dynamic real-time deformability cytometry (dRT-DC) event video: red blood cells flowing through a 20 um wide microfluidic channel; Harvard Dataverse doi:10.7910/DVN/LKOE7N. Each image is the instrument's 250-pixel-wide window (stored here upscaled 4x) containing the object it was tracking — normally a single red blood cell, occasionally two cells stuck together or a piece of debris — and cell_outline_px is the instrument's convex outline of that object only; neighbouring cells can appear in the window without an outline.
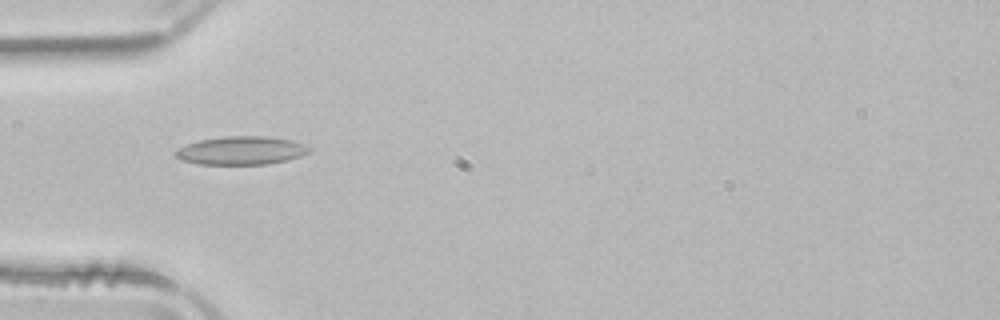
{"species": "common noctule bat (a hibernating species)", "species_latin": "Nyctalus noctula", "temperature_condition": "room temperature", "stored_images_in_passage": 45, "camera_frame_rate_fps": 3000, "um_per_image_px": 0.085, "animal": {"sex": "male", "body_mass_g": 21.5, "forearm_length_mm": 52.0}, "frame": {"image": 1, "passage_image": 10, "time_ms": 3.0, "image_size_px": [1000, 320], "cell_outline_px": [[312, 148], [308, 152], [300, 156], [288, 160], [268, 164], [200, 164], [184, 160], [176, 156], [172, 152], [188, 144], [200, 140], [224, 136], [268, 136], [292, 140], [304, 144]], "centroid_in_image_um": [20.54, 12.79], "position_along_channel_um": 64.5, "area_um2": 21.96}}
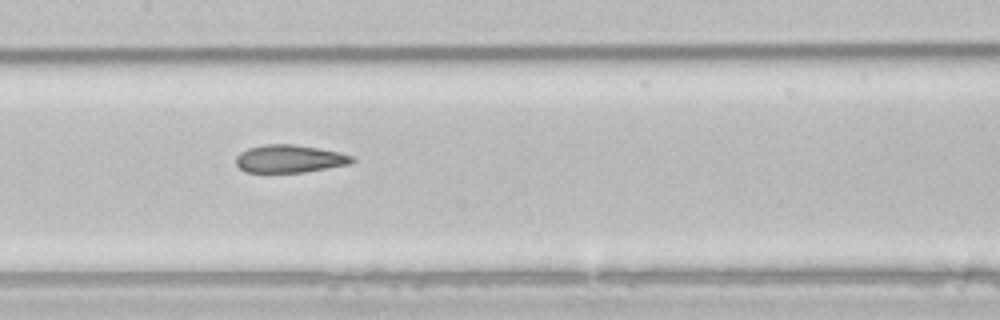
{"frame": {"image": 2, "passage_image": 19, "time_ms": 6.0, "image_size_px": [1000, 320], "cell_outline_px": [[356, 160], [348, 164], [304, 172], [244, 172], [236, 164], [236, 156], [240, 152], [248, 148], [264, 144], [292, 144], [320, 148], [340, 152], [352, 156]], "centroid_in_image_um": [24.59, 13.49], "position_along_channel_um": 182.8, "area_um2": 18.79}}
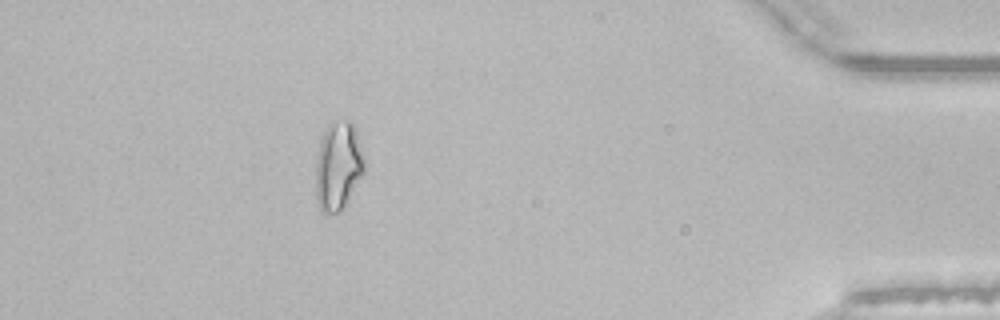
{"frame": {"image": 3, "passage_image": 40, "time_ms": 13.0, "image_size_px": [1000, 320], "cell_outline_px": [[364, 172], [348, 200], [336, 212], [320, 212], [316, 200], [316, 160], [320, 140], [328, 124], [332, 120], [352, 120], [356, 128], [364, 160]], "centroid_in_image_um": [28.73, 14.05], "position_along_channel_um": 406.5, "area_um2": 25.09}, "authors_computed_cell_mechanics": {"area_um2": 20.23, "velocity_mm_per_s": 3.9454, "shape_relaxation_time_tau1_ms": null, "shape_relaxation_time_tau2_ms": 4.9886, "deformation_change_tau1": null, "deformation_change_tau2": 0.1505}}